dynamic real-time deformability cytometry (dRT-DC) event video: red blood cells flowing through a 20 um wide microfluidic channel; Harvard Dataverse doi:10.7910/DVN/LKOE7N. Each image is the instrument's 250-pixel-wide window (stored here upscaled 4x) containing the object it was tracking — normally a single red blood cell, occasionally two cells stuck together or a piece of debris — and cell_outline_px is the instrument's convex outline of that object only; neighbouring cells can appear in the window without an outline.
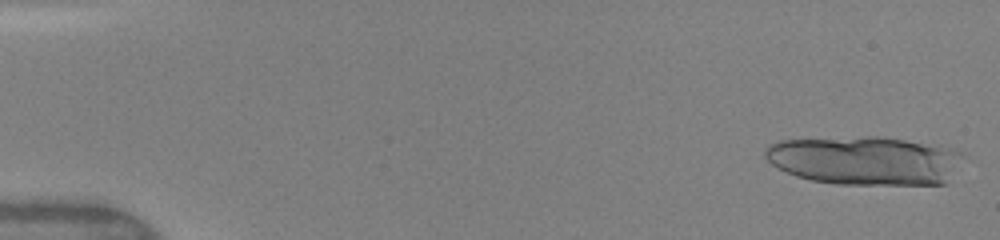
{"species": "human", "species_latin": "Homo sapiens", "temperature_condition": "warm", "stored_images_in_passage": 15, "camera_frame_rate_fps": 3000, "um_per_image_px": 0.085, "donor": {"sex": "female"}, "frame": {"image": 1, "passage_image": 1, "time_ms": 0.0, "image_size_px": [1000, 240], "cell_outline_px": [[964, 156], [948, 184], [836, 184], [812, 180], [796, 176], [772, 164], [764, 156], [764, 148], [768, 144], [776, 140], [868, 136], [876, 136], [940, 144], [960, 152]], "centroid_in_image_um": [73.54, 13.63], "position_along_channel_um": 11.5, "area_um2": 56.82}}